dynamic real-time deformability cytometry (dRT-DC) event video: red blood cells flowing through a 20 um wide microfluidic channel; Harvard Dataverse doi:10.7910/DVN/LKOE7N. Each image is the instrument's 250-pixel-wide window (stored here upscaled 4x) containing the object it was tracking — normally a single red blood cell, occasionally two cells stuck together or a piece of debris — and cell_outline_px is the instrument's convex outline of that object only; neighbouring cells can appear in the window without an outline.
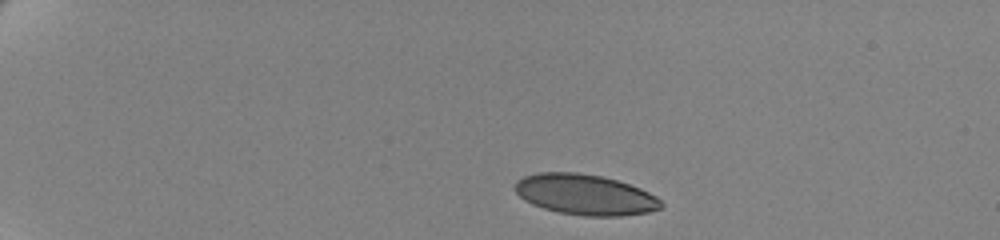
{"species": "human", "species_latin": "Homo sapiens", "temperature_condition": "cold", "stored_images_in_passage": 48, "camera_frame_rate_fps": 3000, "um_per_image_px": 0.085, "donor": {"sex": "female"}, "frame": {"image": 1, "passage_image": 1, "time_ms": 0.0, "image_size_px": [1000, 240], "cell_outline_px": [[664, 204], [660, 208], [648, 212], [620, 216], [584, 216], [560, 212], [544, 208], [532, 204], [524, 200], [512, 188], [516, 180], [524, 176], [536, 172], [580, 172], [604, 176], [640, 188], [656, 196]], "centroid_in_image_um": [49.7, 16.53], "position_along_channel_um": 35.3, "area_um2": 34.74}}
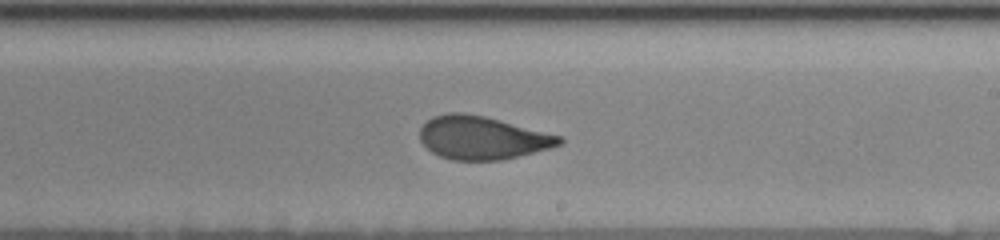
{"frame": {"image": 2, "passage_image": 27, "time_ms": 8.667, "image_size_px": [1000, 240], "cell_outline_px": [[564, 140], [560, 144], [548, 148], [504, 160], [452, 160], [440, 156], [432, 152], [420, 140], [420, 128], [432, 116], [448, 112], [464, 112], [484, 116], [564, 136]], "centroid_in_image_um": [40.99, 11.7], "position_along_channel_um": 248.0, "area_um2": 35.08}}
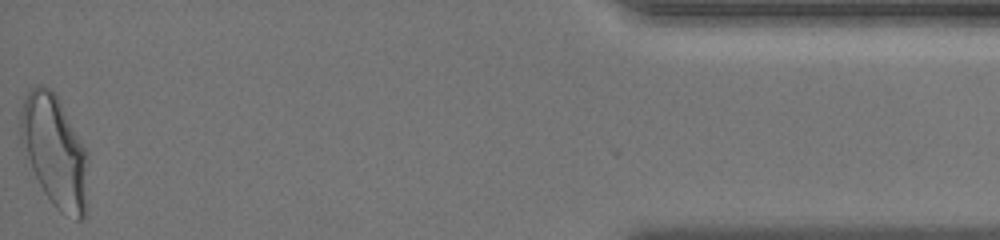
{"frame": {"image": 3, "passage_image": 48, "time_ms": 15.667, "image_size_px": [1000, 240], "cell_outline_px": [[88, 208], [84, 220], [76, 220], [60, 212], [52, 204], [44, 192], [32, 168], [20, 140], [20, 112], [28, 88], [40, 84], [56, 92], [88, 152]], "centroid_in_image_um": [4.7, 12.87], "position_along_channel_um": 430.5, "area_um2": 44.68}, "authors_computed_cell_mechanics": {"area_um2": 36.0094, "velocity_mm_per_s": 3.4801, "shape_relaxation_time_tau1_ms": 5.625, "shape_relaxation_time_tau2_ms": 0.9255, "deformation_change_tau1": 0.154, "deformation_change_tau2": 0.0614}}